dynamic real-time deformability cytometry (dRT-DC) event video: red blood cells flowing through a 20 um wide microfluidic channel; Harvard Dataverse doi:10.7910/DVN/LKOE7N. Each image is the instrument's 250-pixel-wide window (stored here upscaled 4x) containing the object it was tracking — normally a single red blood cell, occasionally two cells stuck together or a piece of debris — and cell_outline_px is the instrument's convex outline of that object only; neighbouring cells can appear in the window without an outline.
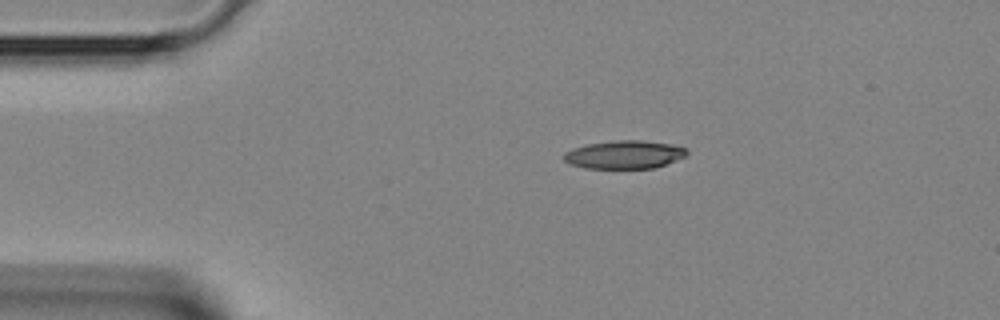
{"species": "Egyptian fruit bat (a non-hibernating species)", "species_latin": "Rousettus aegyptiacus", "temperature_condition": "room temperature", "stored_images_in_passage": 3, "camera_frame_rate_fps": 3000, "um_per_image_px": 0.085, "animal": {"sex": "female"}, "frame": {"image": 1, "passage_image": 1, "time_ms": 0.0, "image_size_px": [1000, 320], "cell_outline_px": [[688, 152], [684, 156], [664, 164], [652, 168], [584, 168], [572, 164], [564, 160], [564, 152], [572, 148], [588, 144], [616, 140], [640, 140], [672, 144], [688, 148]], "centroid_in_image_um": [53.06, 13.13], "position_along_channel_um": 31.9, "area_um2": 20.0}}